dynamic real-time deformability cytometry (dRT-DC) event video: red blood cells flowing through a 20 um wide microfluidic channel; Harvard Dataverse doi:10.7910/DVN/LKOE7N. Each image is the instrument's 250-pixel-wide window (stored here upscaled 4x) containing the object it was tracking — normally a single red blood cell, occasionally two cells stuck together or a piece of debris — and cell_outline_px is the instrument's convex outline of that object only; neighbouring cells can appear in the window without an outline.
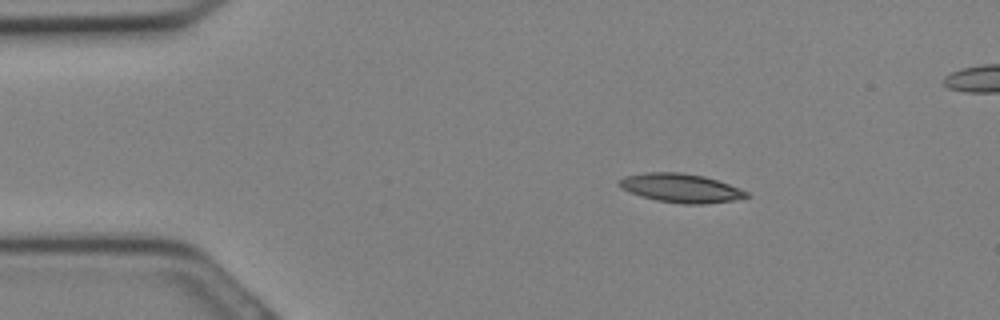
{"species": "Egyptian fruit bat (a non-hibernating species)", "species_latin": "Rousettus aegyptiacus", "temperature_condition": "cold", "stored_images_in_passage": 6, "camera_frame_rate_fps": 3000, "um_per_image_px": 0.085, "animal": {"sex": "female"}, "frame": {"image": 1, "passage_image": 4, "time_ms": 1.0, "image_size_px": [1000, 320], "cell_outline_px": [[752, 196], [732, 200], [704, 204], [684, 204], [656, 200], [640, 196], [628, 192], [620, 188], [616, 184], [624, 176], [644, 172], [680, 172], [704, 176], [728, 184], [748, 192]], "centroid_in_image_um": [57.82, 15.98], "position_along_channel_um": 27.2, "area_um2": 21.44}}